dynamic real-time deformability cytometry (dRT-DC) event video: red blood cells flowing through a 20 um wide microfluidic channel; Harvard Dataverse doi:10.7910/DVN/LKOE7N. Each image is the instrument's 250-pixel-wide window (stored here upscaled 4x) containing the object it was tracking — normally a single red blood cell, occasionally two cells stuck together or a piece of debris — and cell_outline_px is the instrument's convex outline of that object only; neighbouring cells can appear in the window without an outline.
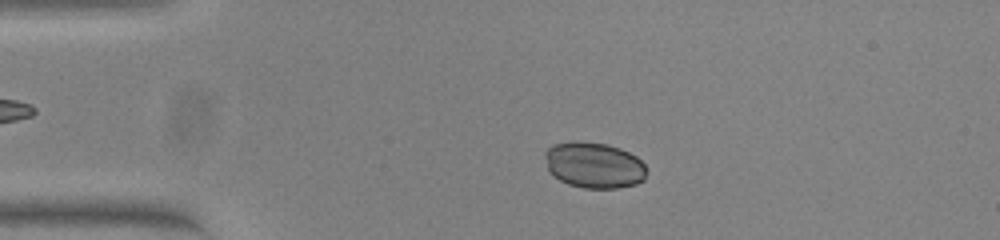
{"species": "common noctule bat (a hibernating species)", "species_latin": "Nyctalus noctula", "temperature_condition": "warm", "stored_images_in_passage": 50, "camera_frame_rate_fps": 3000, "um_per_image_px": 0.085, "animal": {"sex": "female", "body_mass_g": 23.0, "forearm_length_mm": 53.4}, "frame": {"image": 1, "passage_image": 8, "time_ms": 2.333, "image_size_px": [1000, 240], "cell_outline_px": [[644, 180], [636, 184], [616, 188], [584, 188], [568, 184], [552, 176], [548, 168], [544, 156], [544, 152], [552, 144], [608, 144], [620, 148], [636, 156], [644, 164]], "centroid_in_image_um": [50.49, 14.08], "position_along_channel_um": 34.5, "area_um2": 26.53}}
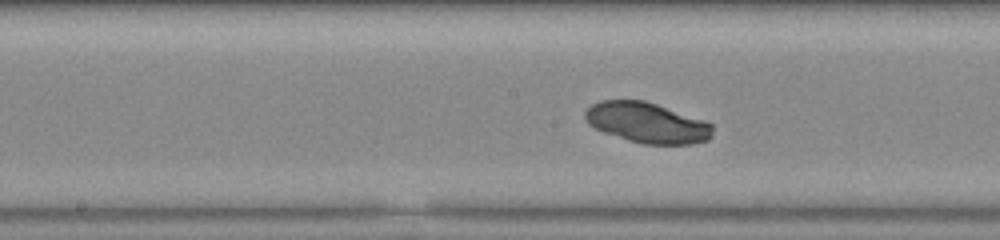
{"frame": {"image": 2, "passage_image": 24, "time_ms": 7.667, "image_size_px": [1000, 240], "cell_outline_px": [[712, 136], [708, 140], [692, 144], [644, 144], [628, 140], [604, 132], [588, 124], [584, 116], [584, 112], [592, 104], [600, 100], [644, 100], [704, 120], [712, 124]], "centroid_in_image_um": [54.99, 10.43], "position_along_channel_um": 193.2, "area_um2": 29.94}}
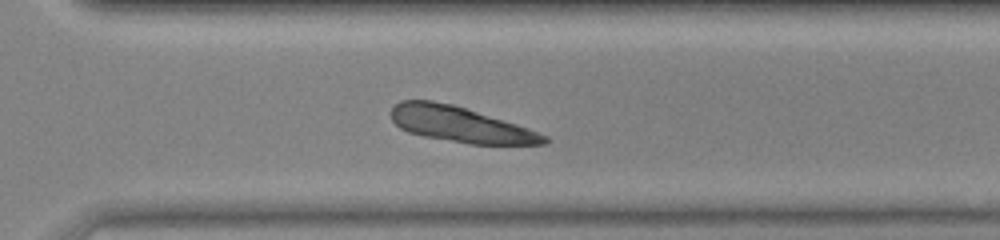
{"frame": {"image": 3, "passage_image": 35, "time_ms": 11.333, "image_size_px": [1000, 240], "cell_outline_px": [[552, 140], [544, 144], [468, 144], [424, 136], [408, 132], [400, 128], [392, 120], [392, 108], [400, 100], [432, 100], [452, 104], [516, 124], [528, 128], [548, 136]], "centroid_in_image_um": [39.13, 10.58], "position_along_channel_um": 331.5, "area_um2": 31.39}}